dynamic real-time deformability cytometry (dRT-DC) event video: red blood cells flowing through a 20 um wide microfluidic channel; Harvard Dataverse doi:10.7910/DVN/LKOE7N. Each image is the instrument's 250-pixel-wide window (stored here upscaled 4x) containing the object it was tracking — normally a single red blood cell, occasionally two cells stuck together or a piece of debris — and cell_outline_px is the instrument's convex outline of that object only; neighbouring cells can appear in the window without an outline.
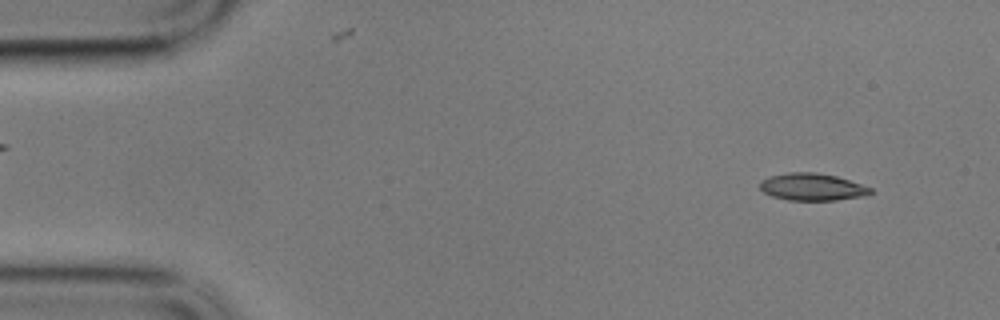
{"species": "common noctule bat (a hibernating species)", "species_latin": "Nyctalus noctula", "temperature_condition": "cold", "stored_images_in_passage": 15, "camera_frame_rate_fps": 3000, "um_per_image_px": 0.085, "animal": {"sex": "male", "body_mass_g": 17.9}, "frame": {"image": 1, "passage_image": 4, "time_ms": 1.0, "image_size_px": [1000, 320], "cell_outline_px": [[872, 192], [864, 196], [836, 200], [788, 200], [772, 196], [764, 192], [760, 188], [760, 180], [768, 176], [788, 172], [816, 172], [836, 176], [872, 188]], "centroid_in_image_um": [69.0, 15.88], "position_along_channel_um": 16.0, "area_um2": 17.51}}